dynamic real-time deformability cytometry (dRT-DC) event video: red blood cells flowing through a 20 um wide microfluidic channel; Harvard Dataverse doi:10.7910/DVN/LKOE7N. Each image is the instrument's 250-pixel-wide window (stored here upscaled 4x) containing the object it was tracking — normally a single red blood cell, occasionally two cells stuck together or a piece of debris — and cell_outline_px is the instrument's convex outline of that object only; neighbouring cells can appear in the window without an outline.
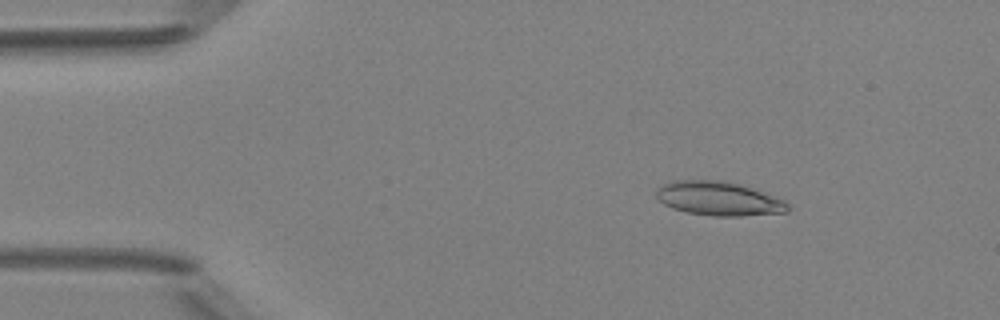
{"species": "Egyptian fruit bat (a non-hibernating species)", "species_latin": "Rousettus aegyptiacus", "temperature_condition": "room temperature", "stored_images_in_passage": 48, "camera_frame_rate_fps": 3000, "um_per_image_px": 0.085, "animal": {"sex": "female"}, "frame": {"image": 1, "passage_image": 7, "time_ms": 2.0, "image_size_px": [1000, 320], "cell_outline_px": [[792, 208], [788, 212], [740, 216], [712, 216], [688, 212], [672, 208], [664, 204], [656, 196], [656, 188], [672, 180], [716, 180], [740, 184], [776, 196], [784, 200]], "centroid_in_image_um": [61.11, 16.88], "position_along_channel_um": 23.9, "area_um2": 26.13}}
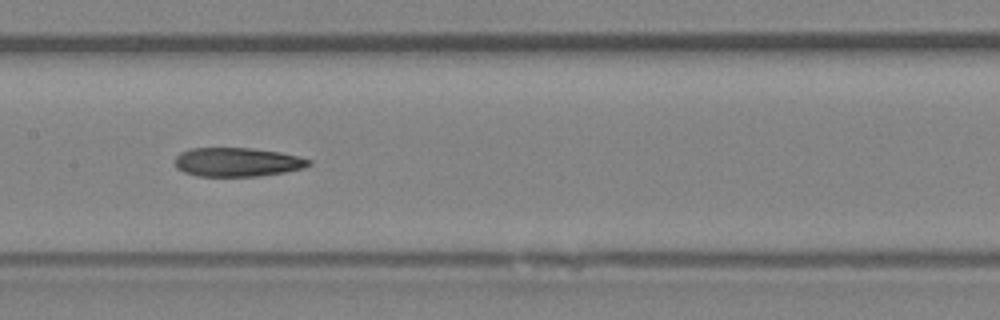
{"frame": {"image": 2, "passage_image": 24, "time_ms": 7.667, "image_size_px": [1000, 320], "cell_outline_px": [[312, 164], [304, 168], [284, 172], [256, 176], [196, 176], [184, 172], [176, 168], [176, 156], [180, 152], [192, 148], [252, 148], [280, 152], [312, 160]], "centroid_in_image_um": [20.17, 13.78], "position_along_channel_um": 187.2, "area_um2": 22.54}}
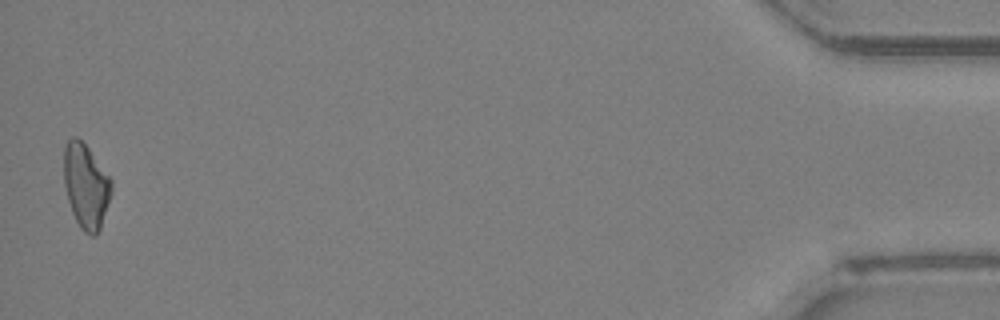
{"frame": {"image": 3, "passage_image": 48, "time_ms": 15.667, "image_size_px": [1000, 320], "cell_outline_px": [[112, 192], [100, 228], [96, 236], [92, 236], [84, 232], [80, 228], [72, 212], [68, 200], [64, 184], [64, 144], [72, 136], [76, 136], [88, 148], [112, 180]], "centroid_in_image_um": [7.3, 15.81], "position_along_channel_um": 427.9, "area_um2": 23.35}}